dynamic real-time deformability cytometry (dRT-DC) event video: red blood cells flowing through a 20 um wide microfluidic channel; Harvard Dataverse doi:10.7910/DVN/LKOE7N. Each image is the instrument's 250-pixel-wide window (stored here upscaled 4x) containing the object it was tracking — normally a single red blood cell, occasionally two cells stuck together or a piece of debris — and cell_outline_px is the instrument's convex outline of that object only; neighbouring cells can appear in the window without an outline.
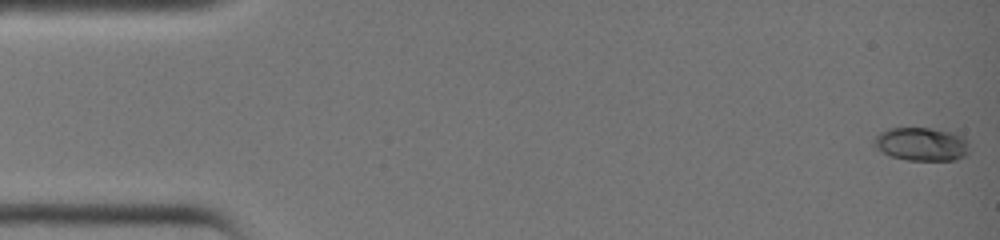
{"species": "common noctule bat (a hibernating species)", "species_latin": "Nyctalus noctula", "temperature_condition": "warm", "stored_images_in_passage": 35, "camera_frame_rate_fps": 3000, "um_per_image_px": 0.085, "animal": {"sex": "female", "body_mass_g": 19.0, "forearm_length_mm": 51.5}, "frame": {"image": 1, "passage_image": 1, "time_ms": 0.0, "image_size_px": [1000, 240], "cell_outline_px": [[968, 152], [964, 156], [956, 160], [908, 160], [892, 156], [876, 148], [872, 144], [872, 140], [880, 132], [888, 128], [932, 128], [952, 132], [964, 136], [968, 140]], "centroid_in_image_um": [78.34, 12.24], "position_along_channel_um": 6.7, "area_um2": 18.67}}
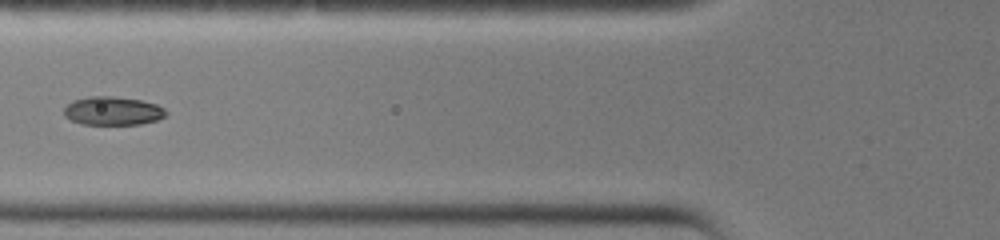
{"frame": {"image": 2, "passage_image": 16, "time_ms": 5.0, "image_size_px": [1000, 240], "cell_outline_px": [[168, 116], [156, 120], [140, 124], [80, 124], [64, 116], [64, 108], [72, 100], [88, 96], [112, 96], [140, 100], [156, 104], [164, 108], [168, 112]], "centroid_in_image_um": [9.59, 9.42], "position_along_channel_um": 116.2, "area_um2": 17.05}}
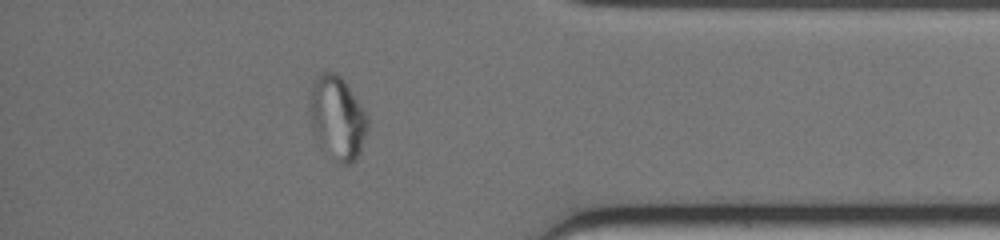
{"frame": {"image": 3, "passage_image": 34, "time_ms": 11.0, "image_size_px": [1000, 240], "cell_outline_px": [[368, 128], [360, 152], [356, 160], [352, 164], [340, 164], [316, 136], [312, 124], [308, 108], [312, 80], [320, 72], [336, 72], [344, 80], [368, 116]], "centroid_in_image_um": [28.68, 9.95], "position_along_channel_um": 406.5, "area_um2": 27.8}}